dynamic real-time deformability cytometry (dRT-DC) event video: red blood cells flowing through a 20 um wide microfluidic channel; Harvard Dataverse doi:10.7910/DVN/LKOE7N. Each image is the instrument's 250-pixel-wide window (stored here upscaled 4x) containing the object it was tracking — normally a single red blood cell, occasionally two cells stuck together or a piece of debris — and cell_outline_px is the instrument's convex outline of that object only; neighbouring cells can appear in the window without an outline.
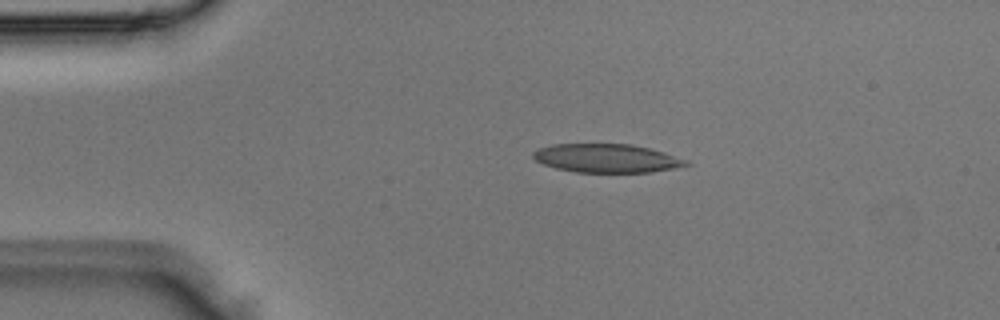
{"species": "Egyptian fruit bat (a non-hibernating species)", "species_latin": "Rousettus aegyptiacus", "temperature_condition": "room temperature", "stored_images_in_passage": 3, "camera_frame_rate_fps": 3000, "um_per_image_px": 0.085, "animal": {"sex": "male"}, "frame": {"image": 1, "passage_image": 2, "time_ms": 0.333, "image_size_px": [1000, 320], "cell_outline_px": [[692, 164], [652, 172], [576, 172], [556, 168], [544, 164], [536, 160], [532, 156], [532, 152], [540, 148], [552, 144], [632, 144], [664, 152], [688, 160]], "centroid_in_image_um": [51.57, 13.45], "position_along_channel_um": 33.4, "area_um2": 25.37}}